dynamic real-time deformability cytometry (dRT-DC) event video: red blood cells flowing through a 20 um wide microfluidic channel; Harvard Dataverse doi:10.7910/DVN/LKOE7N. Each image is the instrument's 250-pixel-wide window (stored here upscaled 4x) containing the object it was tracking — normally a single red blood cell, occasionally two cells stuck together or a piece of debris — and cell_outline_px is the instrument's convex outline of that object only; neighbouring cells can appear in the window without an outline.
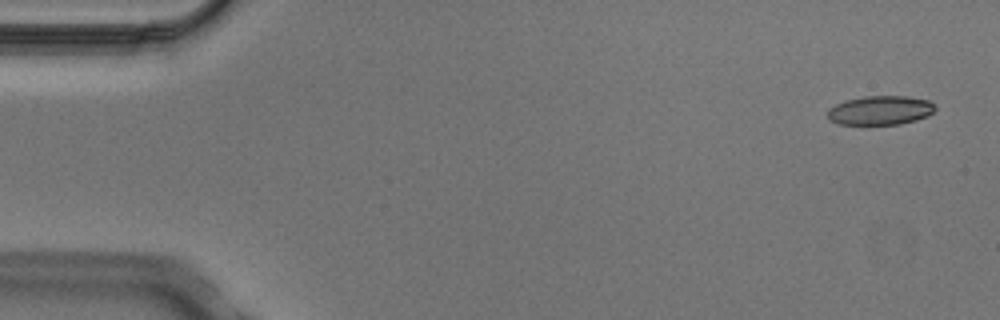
{"species": "Egyptian fruit bat (a non-hibernating species)", "species_latin": "Rousettus aegyptiacus", "temperature_condition": "cold", "stored_images_in_passage": 4, "camera_frame_rate_fps": 3000, "um_per_image_px": 0.085, "animal": {"sex": "male"}, "frame": {"image": 1, "passage_image": 1, "time_ms": 0.0, "image_size_px": [1000, 320], "cell_outline_px": [[936, 108], [928, 116], [916, 120], [900, 124], [836, 124], [828, 120], [828, 108], [844, 100], [864, 96], [908, 96], [928, 100], [936, 104]], "centroid_in_image_um": [74.82, 9.37], "position_along_channel_um": 10.2, "area_um2": 18.44}}
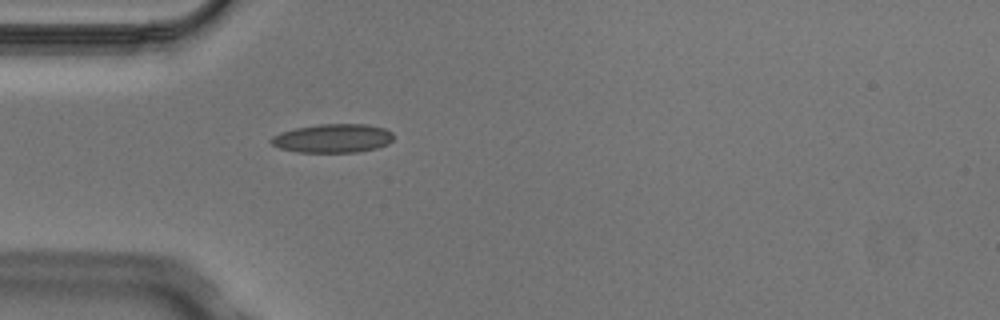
{"frame": {"image": 2, "passage_image": 4, "time_ms": 1.0, "image_size_px": [1000, 320], "cell_outline_px": [[392, 140], [388, 144], [376, 148], [356, 152], [296, 152], [280, 148], [272, 144], [268, 140], [272, 136], [280, 132], [296, 128], [320, 124], [368, 124], [384, 128], [392, 132]], "centroid_in_image_um": [28.27, 11.75], "position_along_channel_um": 56.7, "area_um2": 20.52}}